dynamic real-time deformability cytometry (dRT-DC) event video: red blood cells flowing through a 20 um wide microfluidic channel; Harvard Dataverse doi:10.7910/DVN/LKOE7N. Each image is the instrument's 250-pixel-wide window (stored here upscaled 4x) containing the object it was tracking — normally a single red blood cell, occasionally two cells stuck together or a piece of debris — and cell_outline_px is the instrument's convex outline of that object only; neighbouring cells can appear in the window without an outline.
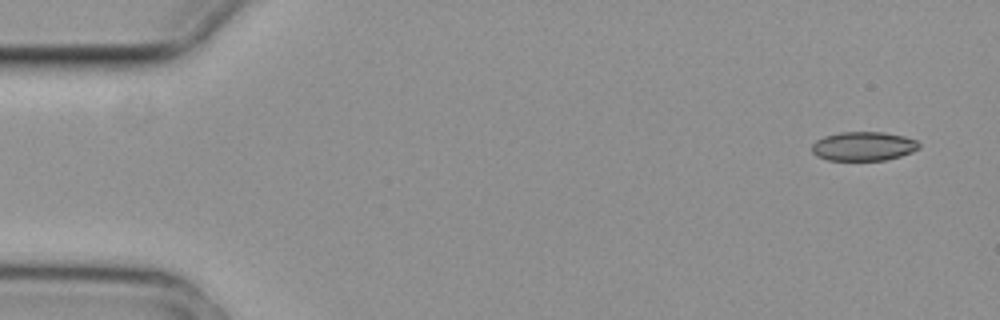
{"species": "common noctule bat (a hibernating species)", "species_latin": "Nyctalus noctula", "temperature_condition": "cold", "stored_images_in_passage": 3, "camera_frame_rate_fps": 3000, "um_per_image_px": 0.085, "animal": {"sex": "female", "body_mass_g": 29.2, "forearm_length_mm": 56.3}, "frame": {"image": 1, "passage_image": 1, "time_ms": 0.0, "image_size_px": [1000, 320], "cell_outline_px": [[920, 148], [912, 152], [888, 160], [828, 160], [816, 156], [812, 152], [812, 144], [816, 140], [824, 136], [840, 132], [884, 132], [904, 136], [916, 140], [920, 144]], "centroid_in_image_um": [73.4, 12.43], "position_along_channel_um": 11.6, "area_um2": 18.26}}